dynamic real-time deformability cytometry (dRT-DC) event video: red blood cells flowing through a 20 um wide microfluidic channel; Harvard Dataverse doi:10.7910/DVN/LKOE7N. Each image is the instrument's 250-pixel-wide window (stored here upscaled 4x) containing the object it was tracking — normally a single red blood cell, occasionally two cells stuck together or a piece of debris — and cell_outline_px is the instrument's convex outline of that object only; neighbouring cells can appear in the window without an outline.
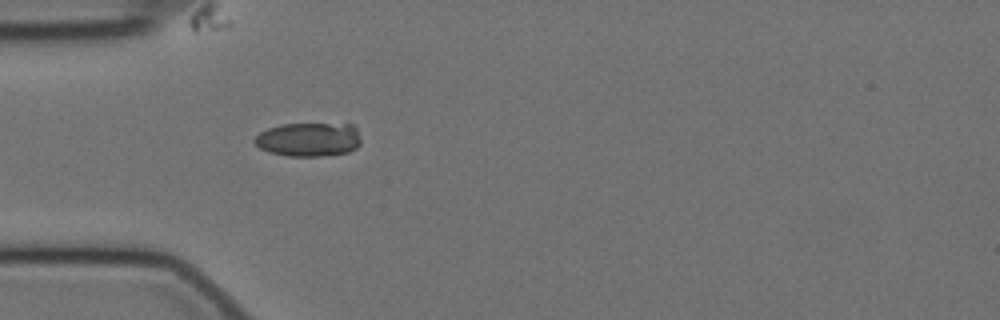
{"species": "Egyptian fruit bat (a non-hibernating species)", "species_latin": "Rousettus aegyptiacus", "temperature_condition": "cold", "stored_images_in_passage": 10, "camera_frame_rate_fps": 3000, "um_per_image_px": 0.085, "animal": {"sex": "female"}, "frame": {"image": 1, "passage_image": 1, "time_ms": 0.0, "image_size_px": [1000, 320], "cell_outline_px": [[360, 144], [356, 148], [348, 152], [320, 156], [288, 156], [268, 152], [260, 148], [252, 140], [260, 132], [268, 128], [280, 124], [352, 124], [356, 128], [360, 140]], "centroid_in_image_um": [26.22, 11.85], "position_along_channel_um": 58.8, "area_um2": 21.04}}
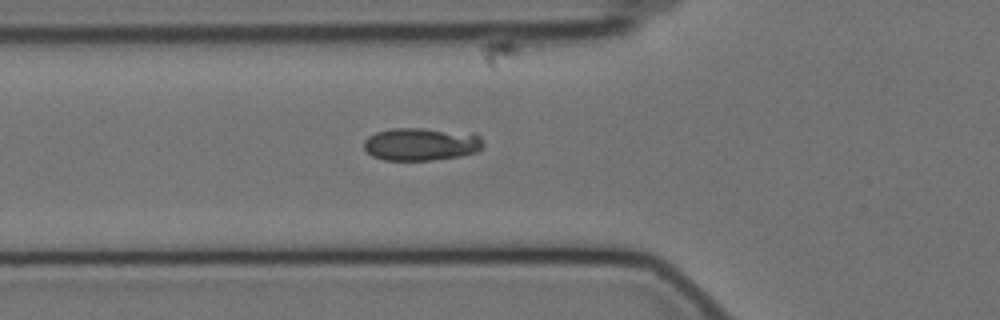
{"frame": {"image": 2, "passage_image": 4, "time_ms": 1.0, "image_size_px": [1000, 320], "cell_outline_px": [[484, 144], [476, 152], [460, 156], [428, 160], [384, 160], [372, 156], [364, 148], [364, 140], [368, 136], [376, 132], [392, 128], [420, 128], [476, 132], [480, 136]], "centroid_in_image_um": [35.82, 12.23], "position_along_channel_um": 90.0, "area_um2": 23.06}}
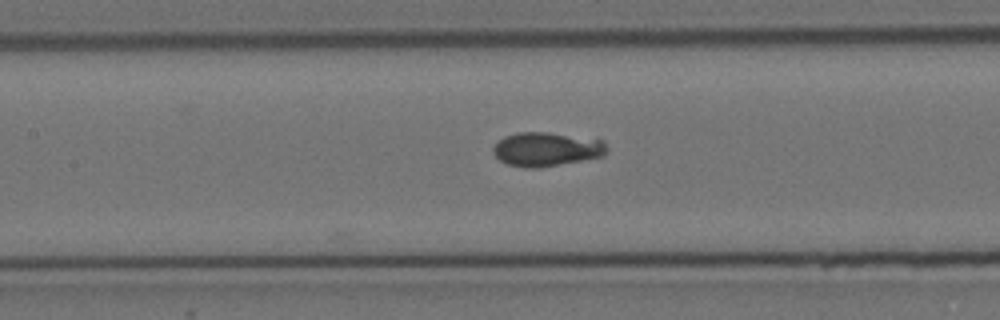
{"frame": {"image": 3, "passage_image": 10, "time_ms": 3.0, "image_size_px": [1000, 320], "cell_outline_px": [[608, 148], [604, 156], [540, 168], [524, 168], [508, 164], [500, 160], [492, 152], [492, 148], [504, 136], [516, 132], [548, 132], [604, 140]], "centroid_in_image_um": [46.46, 12.68], "position_along_channel_um": 160.9, "area_um2": 22.66}}